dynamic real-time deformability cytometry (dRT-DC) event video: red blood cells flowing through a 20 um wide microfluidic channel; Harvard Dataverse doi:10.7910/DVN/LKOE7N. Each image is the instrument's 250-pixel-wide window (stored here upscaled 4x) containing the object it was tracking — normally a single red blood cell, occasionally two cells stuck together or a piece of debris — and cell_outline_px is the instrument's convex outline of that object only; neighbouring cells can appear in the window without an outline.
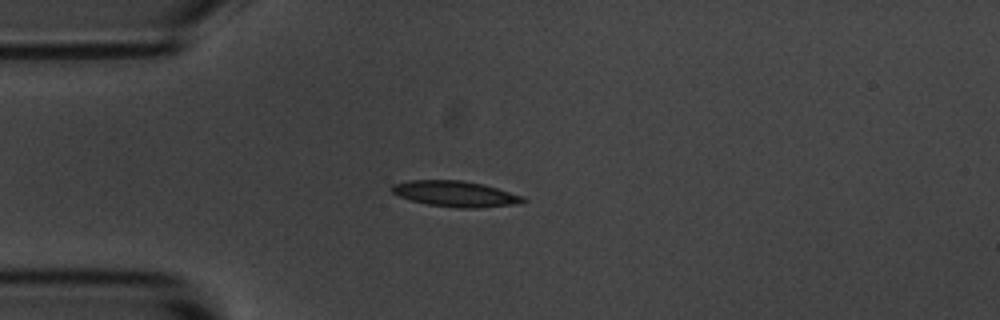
{"species": "common noctule bat (a hibernating species)", "species_latin": "Nyctalus noctula", "temperature_condition": "room temperature", "stored_images_in_passage": 8, "camera_frame_rate_fps": 3000, "um_per_image_px": 0.085, "animal": {"sex": "male", "body_mass_g": 20.1, "forearm_length_mm": 53.5}, "frame": {"image": 1, "passage_image": 3, "time_ms": 2.333, "image_size_px": [1000, 320], "cell_outline_px": [[528, 200], [512, 204], [476, 208], [460, 208], [428, 204], [412, 200], [400, 196], [392, 192], [388, 188], [392, 184], [408, 180], [460, 180], [484, 184], [524, 196]], "centroid_in_image_um": [38.68, 16.46], "position_along_channel_um": 46.3, "area_um2": 19.59}}
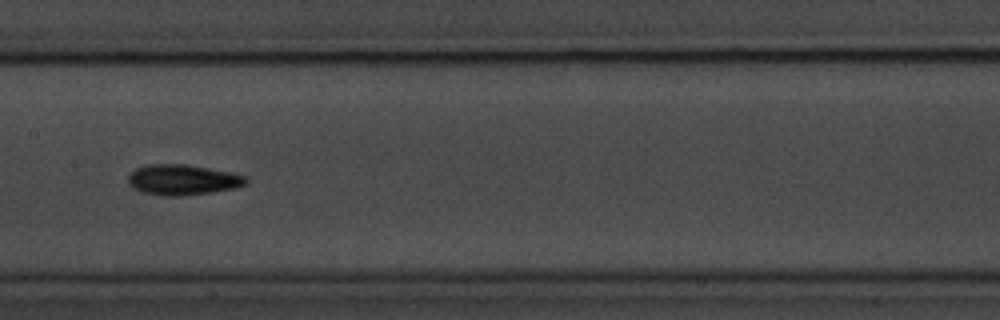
{"frame": {"image": 2, "passage_image": 7, "time_ms": 6.667, "image_size_px": [1000, 320], "cell_outline_px": [[248, 184], [236, 188], [212, 192], [176, 196], [164, 196], [144, 192], [132, 188], [128, 184], [128, 176], [136, 168], [148, 164], [184, 164], [208, 168], [248, 176]], "centroid_in_image_um": [15.54, 15.28], "position_along_channel_um": 191.9, "area_um2": 20.92}}
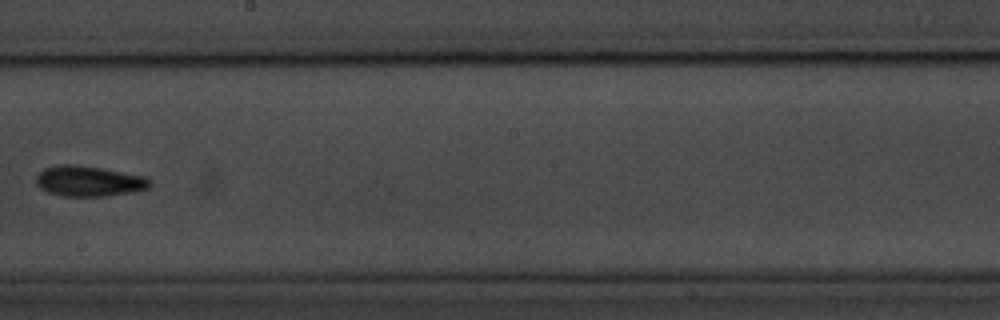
{"frame": {"image": 3, "passage_image": 8, "time_ms": 8.0, "image_size_px": [1000, 320], "cell_outline_px": [[152, 184], [148, 188], [132, 192], [108, 196], [64, 196], [48, 192], [40, 188], [36, 184], [36, 176], [44, 168], [60, 164], [72, 164], [100, 168], [144, 176], [152, 180]], "centroid_in_image_um": [7.55, 15.4], "position_along_channel_um": 240.6, "area_um2": 20.17}}